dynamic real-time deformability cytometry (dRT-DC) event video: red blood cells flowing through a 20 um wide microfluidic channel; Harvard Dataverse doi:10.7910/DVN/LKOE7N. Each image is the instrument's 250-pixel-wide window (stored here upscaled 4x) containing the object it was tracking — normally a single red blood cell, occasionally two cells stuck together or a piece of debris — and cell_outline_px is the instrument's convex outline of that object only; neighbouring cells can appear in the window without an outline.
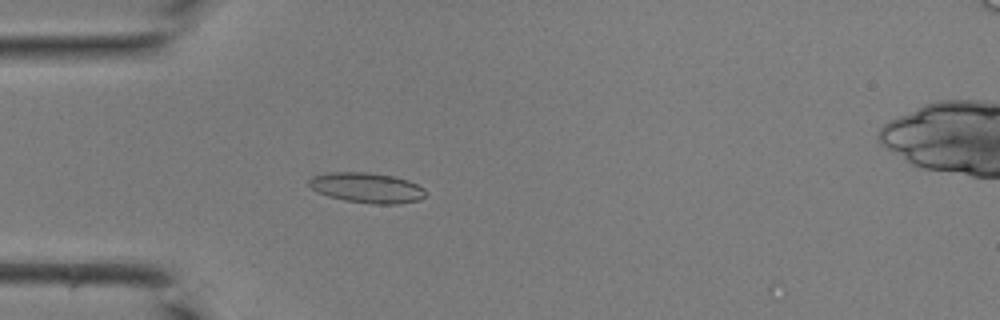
{"species": "common noctule bat (a hibernating species)", "species_latin": "Nyctalus noctula", "temperature_condition": "room temperature", "stored_images_in_passage": 35, "camera_frame_rate_fps": 3000, "um_per_image_px": 0.085, "animal": {"sex": "male", "body_mass_g": 19.0, "forearm_length_mm": 50.8}, "frame": {"image": 1, "passage_image": 5, "time_ms": 1.333, "image_size_px": [1000, 320], "cell_outline_px": [[424, 196], [420, 200], [400, 204], [376, 204], [344, 200], [328, 196], [316, 192], [308, 184], [308, 180], [312, 176], [328, 172], [368, 172], [392, 176], [408, 180], [424, 188]], "centroid_in_image_um": [31.16, 15.96], "position_along_channel_um": 53.8, "area_um2": 20.58}}
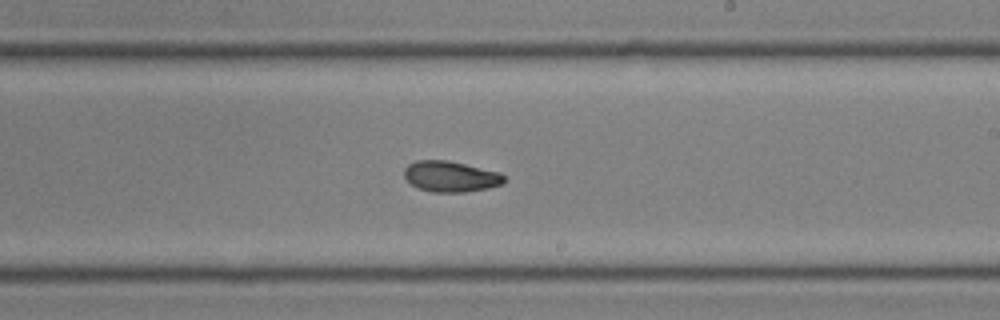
{"frame": {"image": 2, "passage_image": 18, "time_ms": 5.667, "image_size_px": [1000, 320], "cell_outline_px": [[504, 184], [488, 188], [464, 192], [432, 192], [420, 188], [412, 184], [404, 176], [404, 168], [408, 164], [416, 160], [448, 160], [500, 172], [504, 176]], "centroid_in_image_um": [38.31, 14.99], "position_along_channel_um": 250.7, "area_um2": 17.92}}
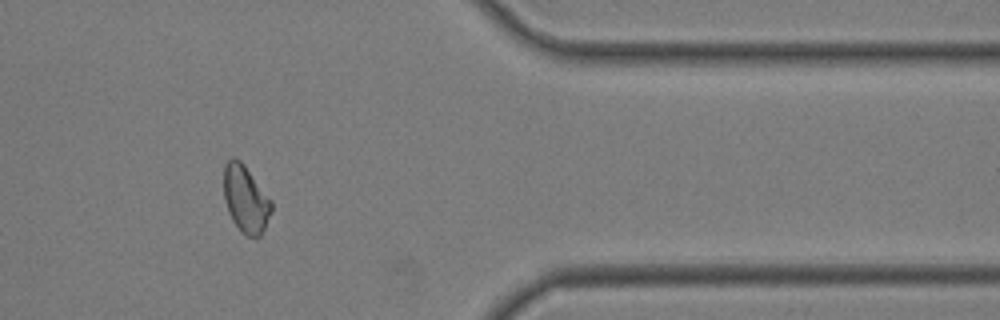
{"frame": {"image": 3, "passage_image": 28, "time_ms": 9.0, "image_size_px": [1000, 320], "cell_outline_px": [[272, 212], [260, 236], [248, 236], [232, 220], [228, 212], [224, 200], [224, 164], [232, 156], [240, 160], [244, 164], [272, 200]], "centroid_in_image_um": [20.88, 16.87], "position_along_channel_um": 390.5, "area_um2": 18.55}}